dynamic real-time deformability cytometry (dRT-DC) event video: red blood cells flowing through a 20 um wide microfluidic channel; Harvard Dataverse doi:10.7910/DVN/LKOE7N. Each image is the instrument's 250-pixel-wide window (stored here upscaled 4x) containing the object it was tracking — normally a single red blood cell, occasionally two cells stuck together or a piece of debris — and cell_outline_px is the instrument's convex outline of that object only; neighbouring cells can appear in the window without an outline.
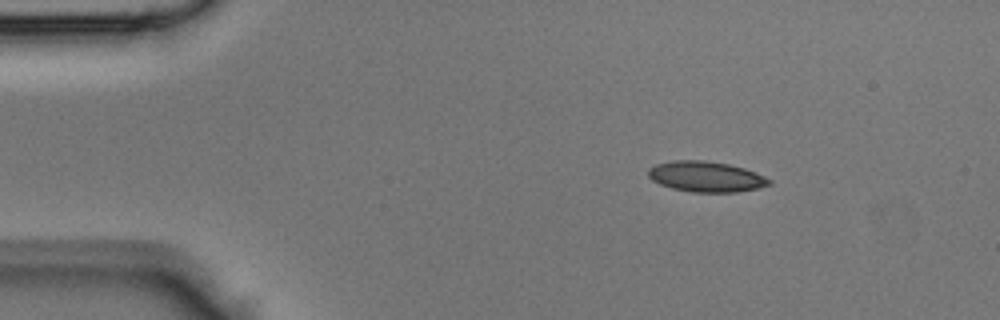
{"species": "Egyptian fruit bat (a non-hibernating species)", "species_latin": "Rousettus aegyptiacus", "temperature_condition": "room temperature", "stored_images_in_passage": 38, "camera_frame_rate_fps": 3000, "um_per_image_px": 0.085, "animal": {"sex": "male"}, "frame": {"image": 1, "passage_image": 1, "time_ms": 0.0, "image_size_px": [1000, 320], "cell_outline_px": [[772, 184], [756, 188], [736, 192], [692, 192], [672, 188], [660, 184], [652, 180], [648, 176], [648, 168], [656, 164], [672, 160], [704, 160], [728, 164], [744, 168], [756, 172], [772, 180]], "centroid_in_image_um": [60.0, 15.01], "position_along_channel_um": 25.0, "area_um2": 21.56}}
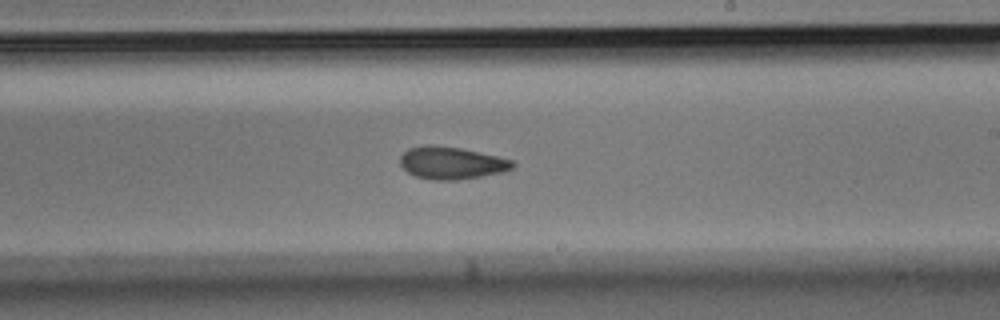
{"frame": {"image": 2, "passage_image": 20, "time_ms": 6.333, "image_size_px": [1000, 320], "cell_outline_px": [[516, 164], [512, 168], [504, 172], [456, 180], [436, 180], [416, 176], [408, 172], [400, 164], [400, 156], [408, 148], [428, 144], [432, 144], [460, 148], [496, 156], [512, 160]], "centroid_in_image_um": [38.36, 13.84], "position_along_channel_um": 250.6, "area_um2": 21.1}}
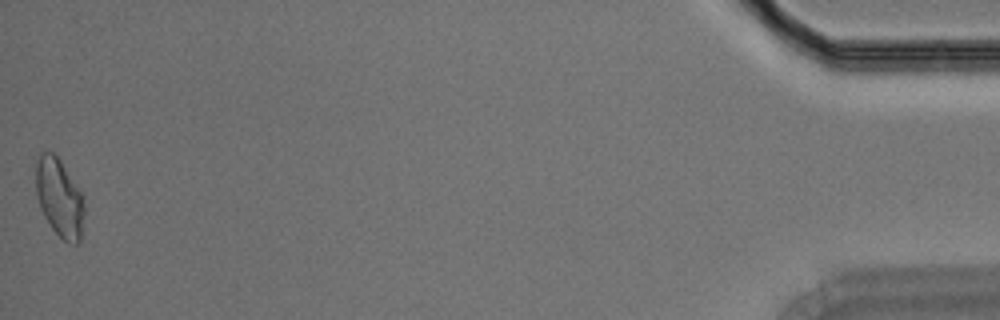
{"frame": {"image": 3, "passage_image": 38, "time_ms": 12.333, "image_size_px": [1000, 320], "cell_outline_px": [[84, 212], [80, 240], [76, 244], [68, 244], [52, 228], [44, 216], [40, 208], [36, 196], [36, 164], [40, 152], [52, 152], [60, 160], [80, 192], [84, 204]], "centroid_in_image_um": [5.03, 16.83], "position_along_channel_um": 430.2, "area_um2": 21.79}}